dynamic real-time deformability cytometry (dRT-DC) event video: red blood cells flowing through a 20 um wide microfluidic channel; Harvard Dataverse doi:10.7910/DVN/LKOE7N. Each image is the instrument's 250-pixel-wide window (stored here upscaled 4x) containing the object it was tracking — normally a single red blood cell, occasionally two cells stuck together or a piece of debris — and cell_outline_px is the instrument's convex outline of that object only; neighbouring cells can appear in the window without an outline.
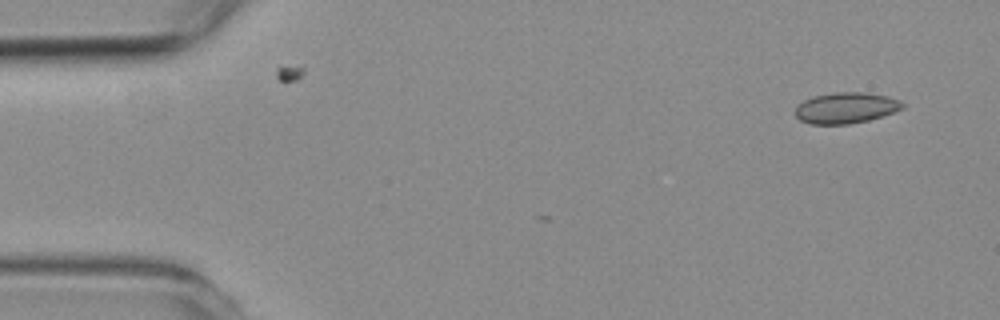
{"species": "common noctule bat (a hibernating species)", "species_latin": "Nyctalus noctula", "temperature_condition": "room temperature", "stored_images_in_passage": 8, "camera_frame_rate_fps": 3000, "um_per_image_px": 0.085, "animal": {"sex": "female", "body_mass_g": 19.3, "forearm_length_mm": 54.1}, "frame": {"image": 1, "passage_image": 1, "time_ms": 0.0, "image_size_px": [1000, 320], "cell_outline_px": [[904, 108], [868, 120], [848, 124], [812, 124], [800, 120], [796, 116], [796, 104], [812, 96], [836, 92], [864, 92], [888, 96], [900, 100], [904, 104]], "centroid_in_image_um": [71.88, 9.16], "position_along_channel_um": 13.1, "area_um2": 19.31}}
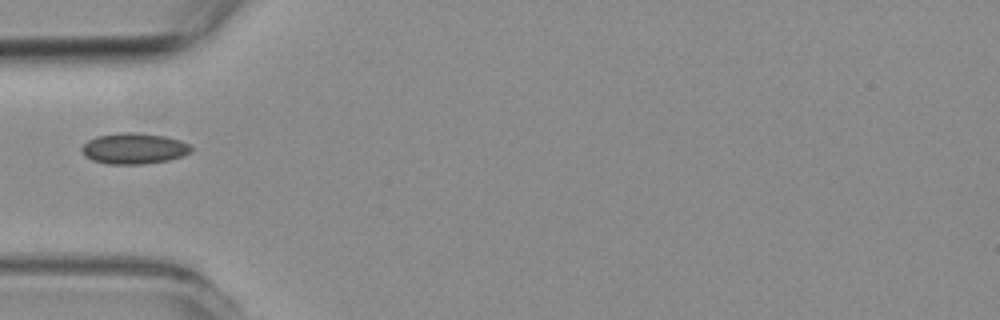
{"frame": {"image": 2, "passage_image": 5, "time_ms": 4.667, "image_size_px": [1000, 320], "cell_outline_px": [[192, 152], [184, 156], [168, 160], [144, 164], [108, 164], [92, 160], [84, 156], [80, 148], [88, 140], [96, 136], [120, 132], [136, 132], [164, 136], [180, 140], [192, 144]], "centroid_in_image_um": [11.41, 12.62], "position_along_channel_um": 73.6, "area_um2": 20.0}}
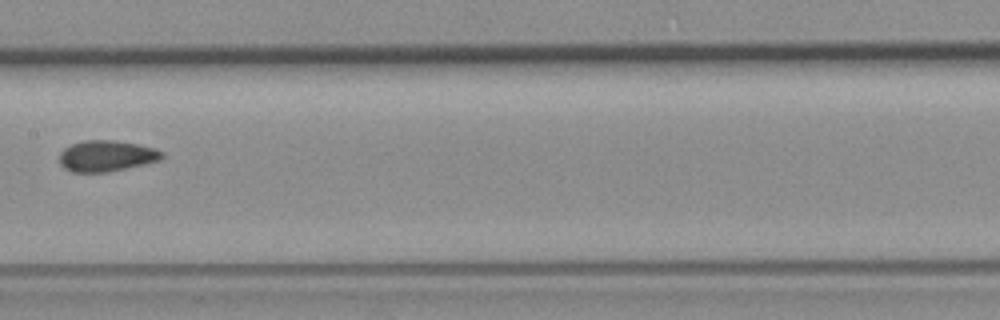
{"frame": {"image": 3, "passage_image": 8, "time_ms": 8.0, "image_size_px": [1000, 320], "cell_outline_px": [[164, 156], [160, 160], [144, 164], [108, 172], [72, 172], [64, 168], [60, 164], [60, 152], [64, 148], [72, 144], [84, 140], [116, 140], [156, 148], [164, 152]], "centroid_in_image_um": [9.06, 13.25], "position_along_channel_um": 198.3, "area_um2": 18.61}}